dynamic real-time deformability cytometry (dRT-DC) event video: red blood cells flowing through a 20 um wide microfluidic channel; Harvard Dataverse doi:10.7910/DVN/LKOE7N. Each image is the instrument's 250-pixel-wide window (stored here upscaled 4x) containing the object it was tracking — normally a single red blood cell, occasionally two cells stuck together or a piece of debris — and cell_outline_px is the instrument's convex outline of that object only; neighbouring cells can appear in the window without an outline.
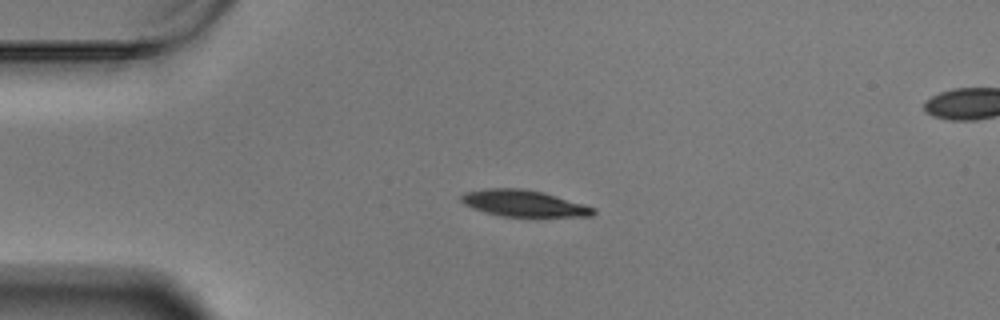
{"species": "Egyptian fruit bat (a non-hibernating species)", "species_latin": "Rousettus aegyptiacus", "temperature_condition": "warm", "stored_images_in_passage": 46, "camera_frame_rate_fps": 3000, "um_per_image_px": 0.085, "animal": {"sex": "male"}, "frame": {"image": 1, "passage_image": 1, "time_ms": 0.0, "image_size_px": [1000, 320], "cell_outline_px": [[596, 212], [592, 216], [500, 216], [484, 212], [464, 204], [460, 200], [460, 196], [464, 192], [488, 188], [520, 188], [540, 192], [556, 196], [584, 204], [596, 208]], "centroid_in_image_um": [44.49, 17.28], "position_along_channel_um": 40.5, "area_um2": 20.17}}
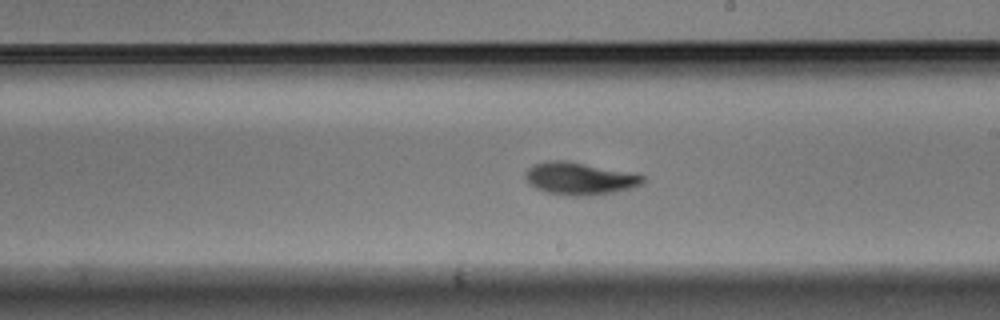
{"frame": {"image": 2, "passage_image": 21, "time_ms": 6.667, "image_size_px": [1000, 320], "cell_outline_px": [[644, 184], [612, 192], [584, 196], [572, 196], [544, 192], [536, 188], [524, 176], [524, 172], [532, 164], [548, 160], [568, 160], [636, 172], [644, 176]], "centroid_in_image_um": [49.28, 15.14], "position_along_channel_um": 239.7, "area_um2": 22.54}}
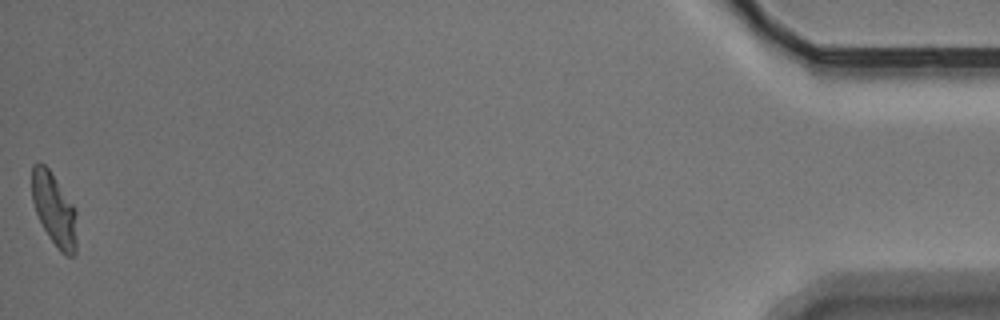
{"frame": {"image": 3, "passage_image": 46, "time_ms": 15.0, "image_size_px": [1000, 320], "cell_outline_px": [[76, 252], [72, 256], [64, 256], [60, 252], [48, 236], [36, 212], [32, 200], [32, 164], [44, 164], [48, 168], [76, 208]], "centroid_in_image_um": [4.62, 17.84], "position_along_channel_um": 430.6, "area_um2": 18.96}, "authors_computed_cell_mechanics": {"area_um2": 21.0681, "velocity_mm_per_s": 3.4215, "shape_relaxation_time_tau1_ms": 2.6738, "shape_relaxation_time_tau2_ms": 5.3961, "deformation_change_tau1": 0.1606, "deformation_change_tau2": 0.094}}